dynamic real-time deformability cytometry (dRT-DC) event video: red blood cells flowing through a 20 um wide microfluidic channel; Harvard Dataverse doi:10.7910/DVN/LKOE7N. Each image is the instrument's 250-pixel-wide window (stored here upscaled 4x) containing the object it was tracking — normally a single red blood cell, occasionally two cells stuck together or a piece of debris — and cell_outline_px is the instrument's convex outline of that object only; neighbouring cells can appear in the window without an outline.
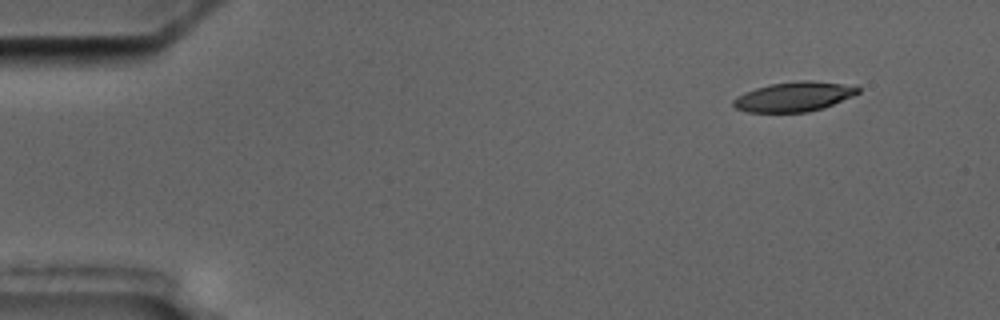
{"species": "common noctule bat (a hibernating species)", "species_latin": "Nyctalus noctula", "temperature_condition": "cold", "stored_images_in_passage": 4, "camera_frame_rate_fps": 3000, "um_per_image_px": 0.085, "animal": {"sex": "male", "body_mass_g": 17.5, "forearm_length_mm": 52.3}, "frame": {"image": 1, "passage_image": 1, "time_ms": 0.0, "image_size_px": [1000, 320], "cell_outline_px": [[860, 92], [852, 96], [832, 104], [808, 112], [748, 112], [736, 108], [732, 104], [732, 100], [736, 96], [744, 92], [768, 84], [800, 80], [812, 80], [856, 84], [860, 88]], "centroid_in_image_um": [67.51, 8.19], "position_along_channel_um": 17.5, "area_um2": 21.79}}